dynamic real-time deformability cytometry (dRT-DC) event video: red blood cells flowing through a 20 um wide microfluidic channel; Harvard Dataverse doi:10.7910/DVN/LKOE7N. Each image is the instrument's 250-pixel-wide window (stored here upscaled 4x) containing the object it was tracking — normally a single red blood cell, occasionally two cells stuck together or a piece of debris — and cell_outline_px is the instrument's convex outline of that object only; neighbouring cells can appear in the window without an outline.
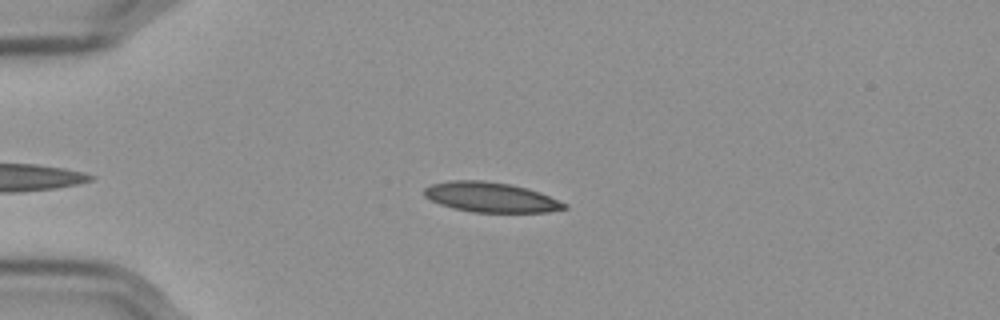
{"species": "Egyptian fruit bat (a non-hibernating species)", "species_latin": "Rousettus aegyptiacus", "temperature_condition": "cold", "stored_images_in_passage": 39, "camera_frame_rate_fps": 3000, "um_per_image_px": 0.085, "frame": {"image": 1, "passage_image": 8, "time_ms": 2.333, "image_size_px": [1000, 320], "cell_outline_px": [[568, 208], [548, 212], [472, 212], [452, 208], [440, 204], [424, 196], [424, 188], [432, 184], [452, 180], [480, 180], [508, 184], [528, 188], [540, 192], [568, 204]], "centroid_in_image_um": [41.73, 16.77], "position_along_channel_um": 43.3, "area_um2": 24.39}}
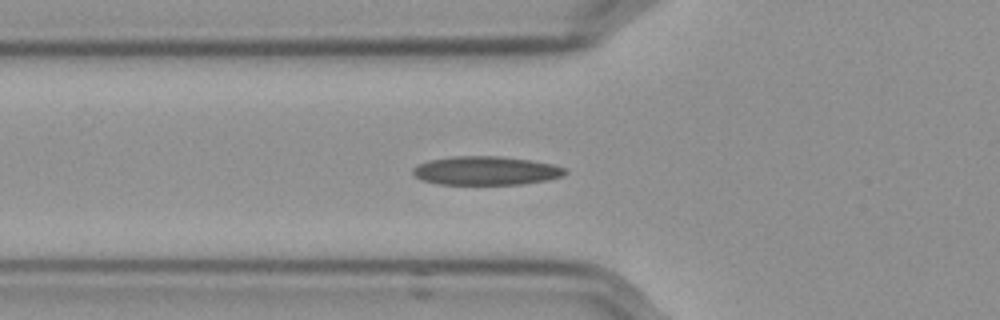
{"frame": {"image": 2, "passage_image": 14, "time_ms": 4.333, "image_size_px": [1000, 320], "cell_outline_px": [[568, 172], [564, 176], [548, 180], [524, 184], [436, 184], [420, 180], [412, 172], [412, 168], [428, 160], [452, 156], [500, 156], [528, 160], [552, 164], [564, 168]], "centroid_in_image_um": [41.3, 14.51], "position_along_channel_um": 84.5, "area_um2": 25.55}}
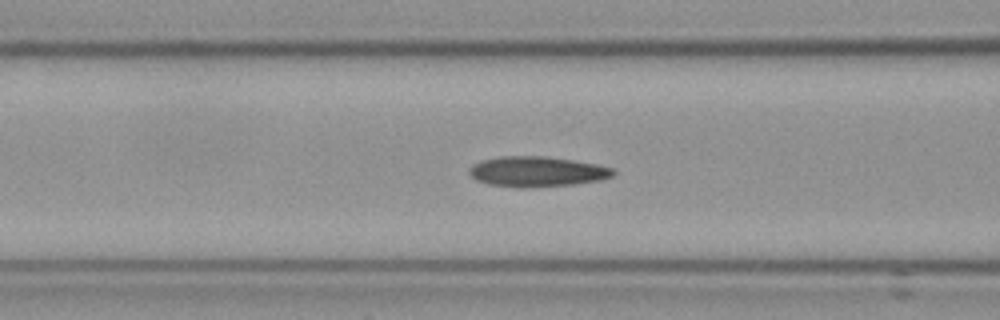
{"frame": {"image": 3, "passage_image": 17, "time_ms": 5.333, "image_size_px": [1000, 320], "cell_outline_px": [[616, 172], [612, 176], [600, 180], [572, 184], [524, 188], [520, 188], [488, 184], [476, 180], [468, 172], [468, 168], [472, 164], [480, 160], [500, 156], [544, 156], [572, 160], [596, 164], [612, 168]], "centroid_in_image_um": [45.59, 14.58], "position_along_channel_um": 121.0, "area_um2": 25.43}, "authors_computed_cell_mechanics": {"area_um2": 24.5072, "velocity_mm_per_s": 3.5577, "shape_relaxation_time_tau1_ms": 6.0313, "shape_relaxation_time_tau2_ms": 4.4068, "deformation_change_tau1": 0.1537, "deformation_change_tau2": 0.0987}}